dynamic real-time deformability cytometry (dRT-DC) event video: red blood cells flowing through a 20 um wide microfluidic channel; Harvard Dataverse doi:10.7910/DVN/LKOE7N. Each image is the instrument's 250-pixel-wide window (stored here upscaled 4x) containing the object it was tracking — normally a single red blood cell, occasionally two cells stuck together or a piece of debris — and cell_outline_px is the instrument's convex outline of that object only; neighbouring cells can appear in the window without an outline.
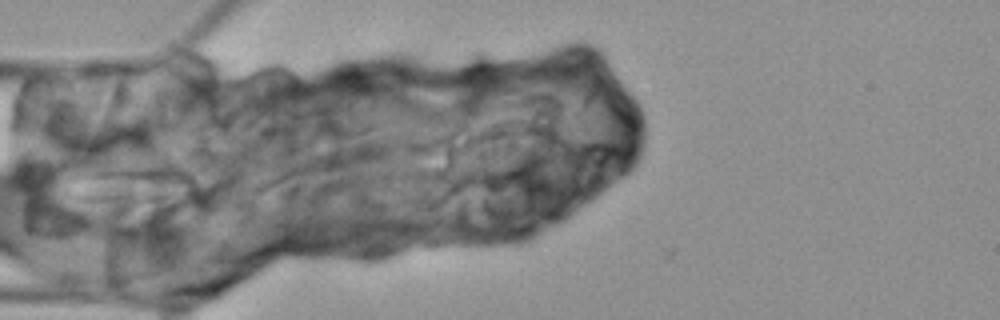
{"species": "Egyptian fruit bat (a non-hibernating species)", "species_latin": "Rousettus aegyptiacus", "temperature_condition": "cold", "stored_images_in_passage": 1, "camera_frame_rate_fps": 3000, "um_per_image_px": 0.085, "animal": {"sex": "female"}, "frame": {"image": 1, "passage_image": 1, "time_ms": 0.0, "image_size_px": [1000, 320], "cell_outline_px": [[196, 180], [188, 204], [180, 208], [172, 208], [76, 200], [72, 196], [60, 168], [60, 160], [72, 156], [84, 156], [172, 160], [180, 164]], "centroid_in_image_um": [10.9, 15.39], "position_along_channel_um": 74.1, "area_um2": 41.1}}